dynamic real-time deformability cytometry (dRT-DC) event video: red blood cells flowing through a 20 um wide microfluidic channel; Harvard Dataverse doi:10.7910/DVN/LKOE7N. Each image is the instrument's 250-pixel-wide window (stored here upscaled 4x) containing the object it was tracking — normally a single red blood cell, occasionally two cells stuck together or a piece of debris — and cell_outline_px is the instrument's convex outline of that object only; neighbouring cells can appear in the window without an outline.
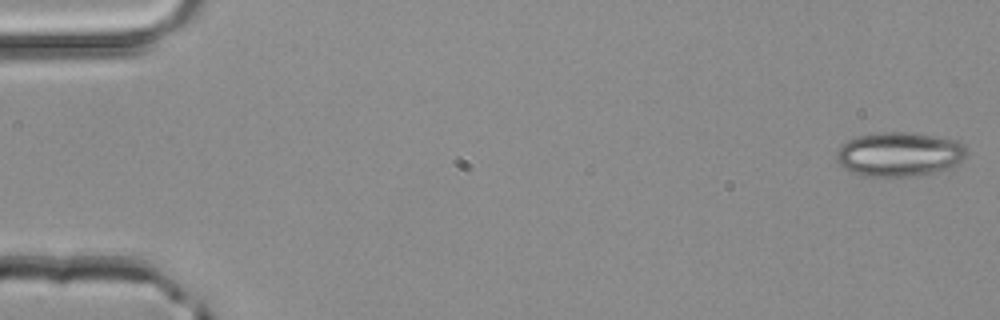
{"species": "common noctule bat (a hibernating species)", "species_latin": "Nyctalus noctula", "temperature_condition": "room temperature", "stored_images_in_passage": 50, "camera_frame_rate_fps": 3000, "um_per_image_px": 0.085, "animal": {"sex": "male", "body_mass_g": 20.4}, "frame": {"image": 1, "passage_image": 1, "time_ms": 0.0, "image_size_px": [1000, 320], "cell_outline_px": [[968, 152], [952, 168], [912, 176], [864, 176], [852, 172], [840, 164], [836, 160], [836, 152], [840, 144], [848, 140], [860, 136], [884, 132], [904, 132], [960, 140], [964, 144]], "centroid_in_image_um": [76.44, 13.11], "position_along_channel_um": 8.6, "area_um2": 33.41}}
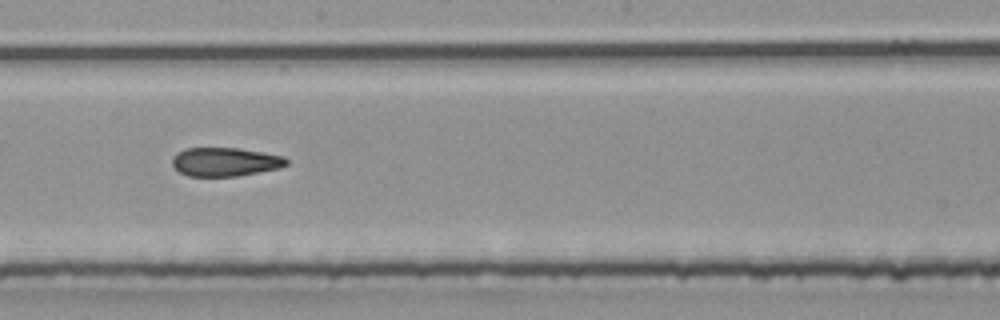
{"frame": {"image": 2, "passage_image": 28, "time_ms": 9.0, "image_size_px": [1000, 320], "cell_outline_px": [[288, 164], [280, 168], [236, 176], [188, 176], [180, 172], [172, 164], [172, 156], [176, 152], [184, 148], [240, 148], [284, 156], [288, 160]], "centroid_in_image_um": [19.12, 13.75], "position_along_channel_um": 229.1, "area_um2": 19.19}}
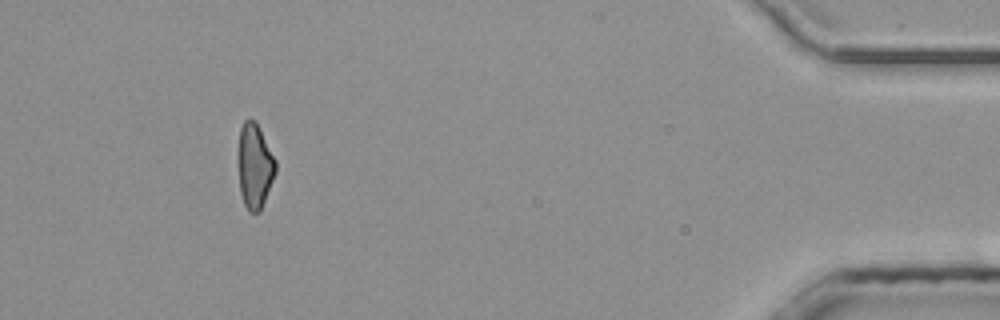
{"frame": {"image": 3, "passage_image": 46, "time_ms": 15.0, "image_size_px": [1000, 320], "cell_outline_px": [[276, 172], [260, 212], [248, 212], [244, 204], [240, 192], [236, 156], [236, 152], [240, 128], [244, 120], [256, 120], [276, 160]], "centroid_in_image_um": [21.61, 14.09], "position_along_channel_um": 413.6, "area_um2": 19.07}, "authors_computed_cell_mechanics": {"area_um2": 19.8543, "velocity_mm_per_s": 4.1968, "shape_relaxation_time_tau1_ms": null, "shape_relaxation_time_tau2_ms": 4.9853, "deformation_change_tau1": null, "deformation_change_tau2": 0.1488}}